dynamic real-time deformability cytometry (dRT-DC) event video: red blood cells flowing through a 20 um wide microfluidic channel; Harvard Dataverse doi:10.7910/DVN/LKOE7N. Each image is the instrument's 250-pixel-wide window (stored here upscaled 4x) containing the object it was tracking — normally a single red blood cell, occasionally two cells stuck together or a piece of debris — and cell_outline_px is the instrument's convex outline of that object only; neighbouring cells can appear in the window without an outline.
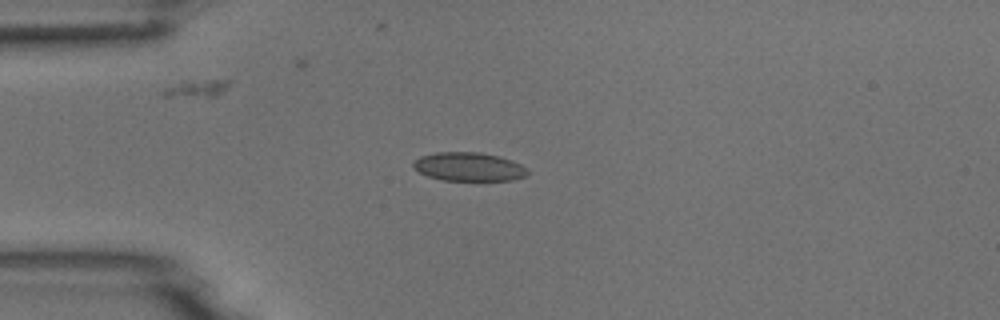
{"species": "common noctule bat (a hibernating species)", "species_latin": "Nyctalus noctula", "temperature_condition": "room temperature", "stored_images_in_passage": 6, "camera_frame_rate_fps": 3000, "um_per_image_px": 0.085, "animal": {"sex": "male", "body_mass_g": 18.8}, "frame": {"image": 1, "passage_image": 3, "time_ms": 2.333, "image_size_px": [1000, 320], "cell_outline_px": [[528, 172], [524, 176], [512, 180], [444, 180], [428, 176], [412, 168], [412, 164], [420, 156], [436, 152], [480, 152], [500, 156], [512, 160], [528, 168]], "centroid_in_image_um": [39.85, 14.16], "position_along_channel_um": 45.2, "area_um2": 19.07}}